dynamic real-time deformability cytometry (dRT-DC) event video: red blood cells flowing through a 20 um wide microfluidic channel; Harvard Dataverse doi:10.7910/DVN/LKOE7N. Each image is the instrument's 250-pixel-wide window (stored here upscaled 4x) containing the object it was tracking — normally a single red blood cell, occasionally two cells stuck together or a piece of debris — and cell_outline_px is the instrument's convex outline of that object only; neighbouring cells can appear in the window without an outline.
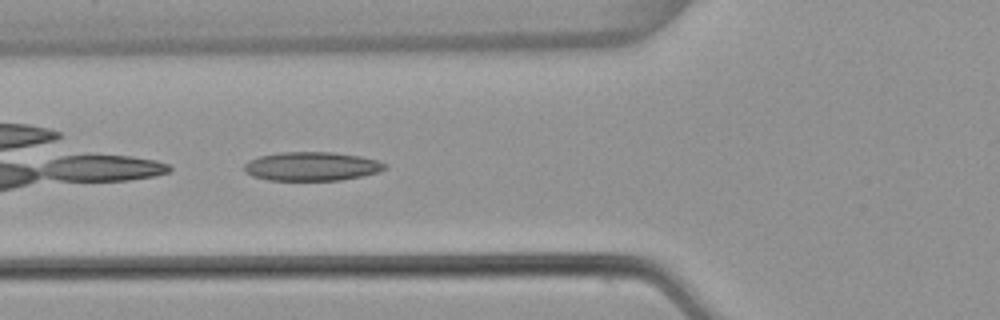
{"species": "common noctule bat (a hibernating species)", "species_latin": "Nyctalus noctula", "temperature_condition": "warm", "stored_images_in_passage": 5, "camera_frame_rate_fps": 3000, "um_per_image_px": 0.085, "animal": {"sex": "female", "body_mass_g": 22.7, "forearm_length_mm": 54.2}, "frame": {"image": 1, "passage_image": 5, "time_ms": 1.333, "image_size_px": [1000, 320], "cell_outline_px": [[388, 168], [380, 172], [340, 180], [268, 180], [252, 176], [244, 172], [244, 164], [248, 160], [260, 156], [280, 152], [332, 152], [360, 156], [380, 160], [388, 164]], "centroid_in_image_um": [26.52, 14.13], "position_along_channel_um": 99.3, "area_um2": 23.87}}